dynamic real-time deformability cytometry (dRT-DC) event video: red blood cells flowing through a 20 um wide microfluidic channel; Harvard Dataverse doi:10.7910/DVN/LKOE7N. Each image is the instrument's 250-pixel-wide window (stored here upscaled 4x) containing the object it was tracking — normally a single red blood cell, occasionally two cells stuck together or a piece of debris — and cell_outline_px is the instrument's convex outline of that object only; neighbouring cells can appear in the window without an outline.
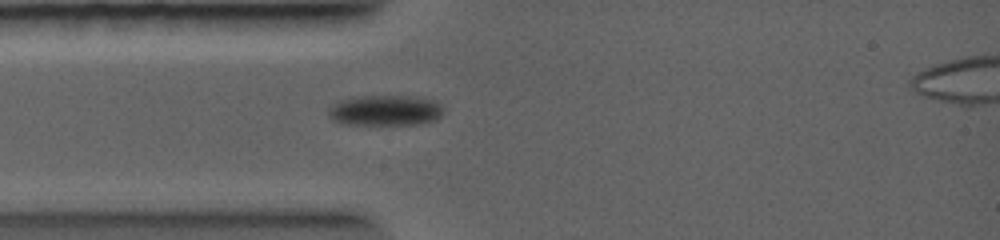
{"species": "common noctule bat (a hibernating species)", "species_latin": "Nyctalus noctula", "temperature_condition": "warm", "stored_images_in_passage": 3, "camera_frame_rate_fps": 5000, "um_per_image_px": 0.085, "animal": {"sex": "female", "body_mass_g": 19.0, "forearm_length_mm": 56.7}, "frame": {"image": 1, "passage_image": 2, "time_ms": 0.8, "image_size_px": [1000, 240], "cell_outline_px": [[444, 112], [436, 120], [420, 124], [340, 124], [332, 120], [328, 116], [328, 108], [340, 100], [360, 96], [416, 96], [436, 100], [444, 108]], "centroid_in_image_um": [32.77, 9.38], "position_along_channel_um": 52.2, "area_um2": 20.75}}